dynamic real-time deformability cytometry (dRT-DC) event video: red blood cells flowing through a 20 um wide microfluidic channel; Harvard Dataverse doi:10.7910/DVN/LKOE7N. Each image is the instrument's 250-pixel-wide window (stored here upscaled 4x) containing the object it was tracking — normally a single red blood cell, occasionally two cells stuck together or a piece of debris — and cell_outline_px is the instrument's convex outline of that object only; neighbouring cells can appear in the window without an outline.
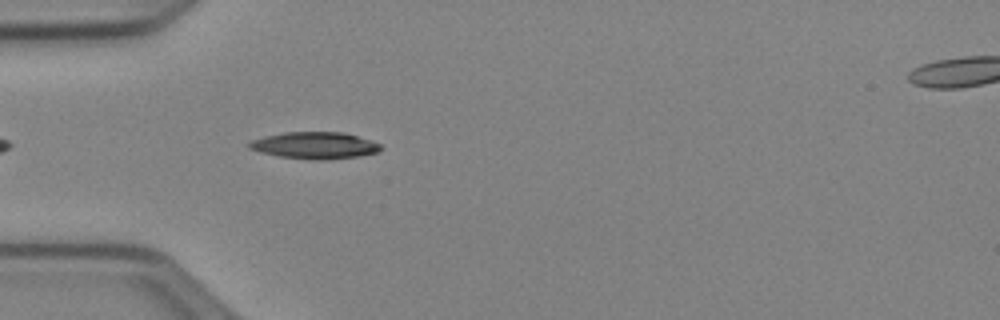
{"species": "Egyptian fruit bat (a non-hibernating species)", "species_latin": "Rousettus aegyptiacus", "temperature_condition": "cold", "stored_images_in_passage": 10, "camera_frame_rate_fps": 3000, "um_per_image_px": 0.085, "animal": {"sex": "female"}, "frame": {"image": 1, "passage_image": 4, "time_ms": 1.0, "image_size_px": [1000, 320], "cell_outline_px": [[380, 148], [376, 152], [356, 156], [324, 160], [312, 160], [280, 156], [260, 152], [248, 148], [248, 140], [264, 136], [284, 132], [344, 132], [372, 140], [380, 144]], "centroid_in_image_um": [26.69, 12.35], "position_along_channel_um": 58.3, "area_um2": 20.52}}
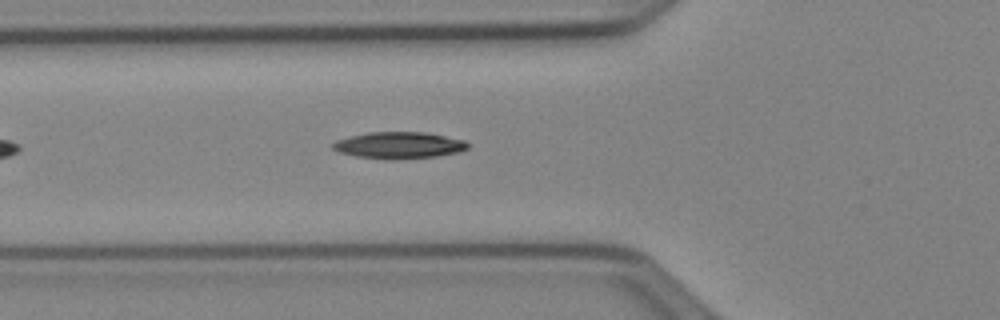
{"frame": {"image": 2, "passage_image": 7, "time_ms": 2.0, "image_size_px": [1000, 320], "cell_outline_px": [[468, 148], [460, 152], [436, 156], [356, 156], [340, 152], [332, 148], [332, 144], [336, 140], [348, 136], [368, 132], [424, 132], [464, 140], [468, 144]], "centroid_in_image_um": [33.91, 12.28], "position_along_channel_um": 91.9, "area_um2": 19.77}}